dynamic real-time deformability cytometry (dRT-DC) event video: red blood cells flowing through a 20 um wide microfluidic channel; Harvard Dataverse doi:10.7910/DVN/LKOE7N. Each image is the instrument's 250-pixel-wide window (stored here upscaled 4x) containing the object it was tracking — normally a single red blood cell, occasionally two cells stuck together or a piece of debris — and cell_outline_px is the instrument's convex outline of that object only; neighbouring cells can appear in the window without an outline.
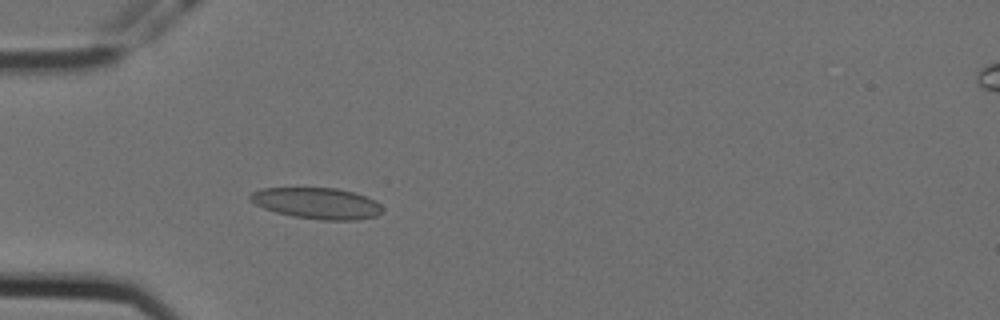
{"species": "Egyptian fruit bat (a non-hibernating species)", "species_latin": "Rousettus aegyptiacus", "temperature_condition": "cold", "stored_images_in_passage": 48, "camera_frame_rate_fps": 3000, "um_per_image_px": 0.085, "animal": {"sex": "female"}, "frame": {"image": 1, "passage_image": 8, "time_ms": 2.333, "image_size_px": [1000, 320], "cell_outline_px": [[384, 208], [376, 216], [356, 220], [320, 220], [292, 216], [276, 212], [264, 208], [248, 200], [248, 196], [252, 192], [260, 188], [336, 188], [352, 192], [376, 200]], "centroid_in_image_um": [26.93, 17.28], "position_along_channel_um": 58.1, "area_um2": 24.04}}
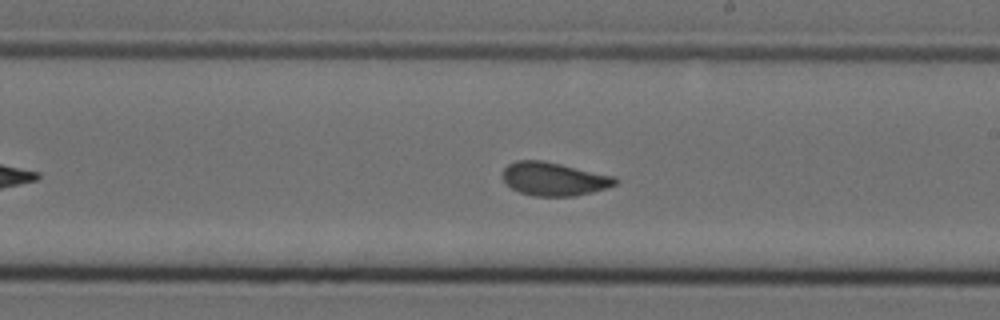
{"frame": {"image": 2, "passage_image": 24, "time_ms": 7.667, "image_size_px": [1000, 320], "cell_outline_px": [[620, 180], [616, 184], [608, 188], [576, 196], [532, 196], [520, 192], [512, 188], [504, 180], [504, 168], [508, 164], [516, 160], [540, 160], [560, 164], [616, 176]], "centroid_in_image_um": [47.14, 15.21], "position_along_channel_um": 241.9, "area_um2": 21.91}}
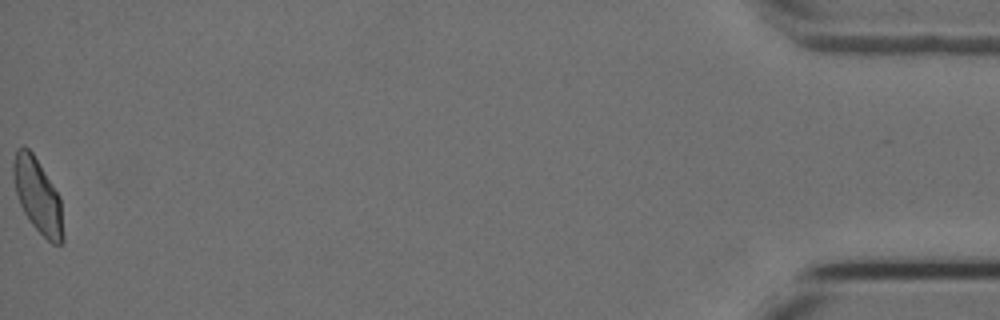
{"frame": {"image": 3, "passage_image": 48, "time_ms": 15.667, "image_size_px": [1000, 320], "cell_outline_px": [[64, 240], [60, 244], [52, 244], [32, 224], [24, 212], [20, 204], [16, 192], [12, 176], [12, 164], [16, 148], [24, 144], [32, 152], [60, 196], [64, 236]], "centroid_in_image_um": [3.2, 16.61], "position_along_channel_um": 432.0, "area_um2": 21.62}, "authors_computed_cell_mechanics": {"area_um2": 22.0796, "velocity_mm_per_s": 3.5526, "shape_relaxation_time_tau1_ms": 8.0892, "shape_relaxation_time_tau2_ms": 0.9137, "deformation_change_tau1": 0.1618, "deformation_change_tau2": 0.0687}}